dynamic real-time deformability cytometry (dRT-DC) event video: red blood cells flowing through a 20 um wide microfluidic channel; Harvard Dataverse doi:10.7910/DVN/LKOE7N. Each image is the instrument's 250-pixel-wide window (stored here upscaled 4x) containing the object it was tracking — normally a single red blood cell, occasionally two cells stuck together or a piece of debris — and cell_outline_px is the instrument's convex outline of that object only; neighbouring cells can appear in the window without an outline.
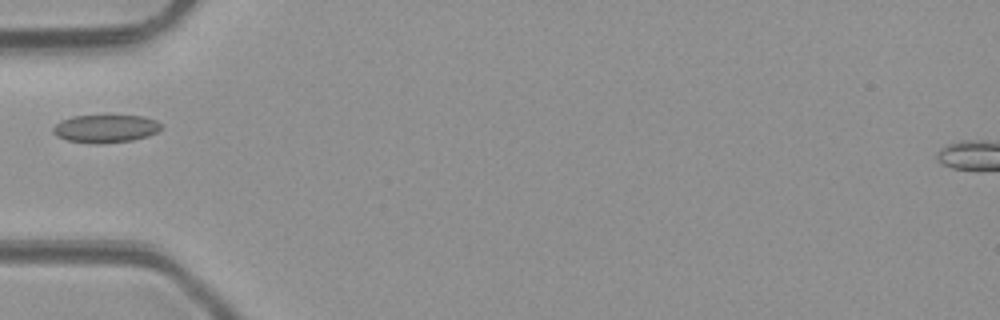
{"species": "common noctule bat (a hibernating species)", "species_latin": "Nyctalus noctula", "temperature_condition": "room temperature", "stored_images_in_passage": 3, "camera_frame_rate_fps": 3000, "um_per_image_px": 0.085, "animal": {"sex": "male", "body_mass_g": 23.1, "forearm_length_mm": 52.7}, "frame": {"image": 1, "passage_image": 2, "time_ms": 1.333, "image_size_px": [1000, 320], "cell_outline_px": [[164, 124], [156, 132], [148, 136], [132, 140], [100, 144], [96, 144], [68, 140], [56, 136], [52, 132], [52, 128], [60, 120], [72, 116], [144, 116], [156, 120]], "centroid_in_image_um": [8.97, 10.93], "position_along_channel_um": 76.0, "area_um2": 17.63}}
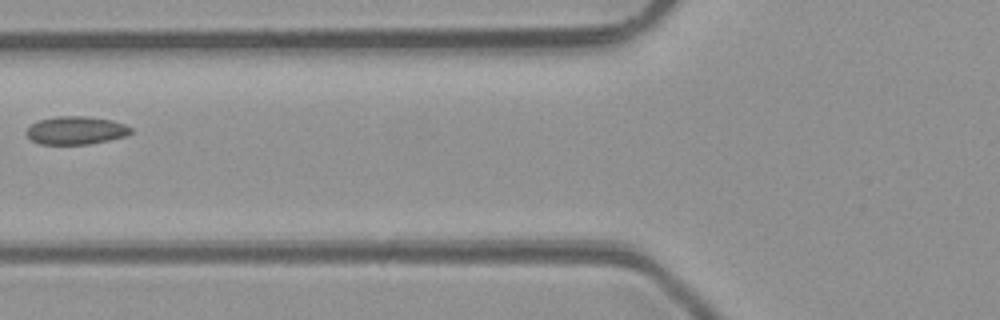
{"frame": {"image": 2, "passage_image": 3, "time_ms": 2.333, "image_size_px": [1000, 320], "cell_outline_px": [[132, 132], [124, 136], [108, 140], [88, 144], [40, 144], [32, 140], [24, 132], [32, 124], [40, 120], [56, 116], [88, 116], [112, 120], [124, 124], [132, 128]], "centroid_in_image_um": [6.45, 11.08], "position_along_channel_um": 119.4, "area_um2": 16.99}}